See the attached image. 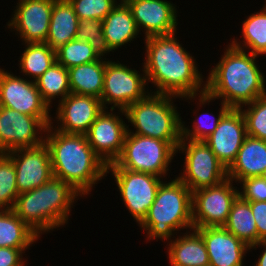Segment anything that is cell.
Instances as JSON below:
<instances>
[{
  "instance_id": "obj_1",
  "label": "cell",
  "mask_w": 266,
  "mask_h": 266,
  "mask_svg": "<svg viewBox=\"0 0 266 266\" xmlns=\"http://www.w3.org/2000/svg\"><path fill=\"white\" fill-rule=\"evenodd\" d=\"M177 41L175 33L145 37L146 58L142 71L146 81H152L157 87L153 93L195 99L196 95L206 92L203 85L206 81L202 80L194 56Z\"/></svg>"
},
{
  "instance_id": "obj_2",
  "label": "cell",
  "mask_w": 266,
  "mask_h": 266,
  "mask_svg": "<svg viewBox=\"0 0 266 266\" xmlns=\"http://www.w3.org/2000/svg\"><path fill=\"white\" fill-rule=\"evenodd\" d=\"M246 52L228 44L204 83L206 92L198 96L199 107L222 98L230 108L239 109L266 94V79L255 60L258 55Z\"/></svg>"
},
{
  "instance_id": "obj_3",
  "label": "cell",
  "mask_w": 266,
  "mask_h": 266,
  "mask_svg": "<svg viewBox=\"0 0 266 266\" xmlns=\"http://www.w3.org/2000/svg\"><path fill=\"white\" fill-rule=\"evenodd\" d=\"M46 132L44 142L54 178L70 184L81 195L89 194L93 185L107 176V165L95 154L85 135L63 133L51 124Z\"/></svg>"
},
{
  "instance_id": "obj_4",
  "label": "cell",
  "mask_w": 266,
  "mask_h": 266,
  "mask_svg": "<svg viewBox=\"0 0 266 266\" xmlns=\"http://www.w3.org/2000/svg\"><path fill=\"white\" fill-rule=\"evenodd\" d=\"M78 196L82 197L70 184L53 177L38 188L20 193L12 211L41 236L67 223Z\"/></svg>"
},
{
  "instance_id": "obj_5",
  "label": "cell",
  "mask_w": 266,
  "mask_h": 266,
  "mask_svg": "<svg viewBox=\"0 0 266 266\" xmlns=\"http://www.w3.org/2000/svg\"><path fill=\"white\" fill-rule=\"evenodd\" d=\"M147 239L169 241L176 231L193 229L192 192L177 177L162 182L146 217L139 224ZM175 231V232H174Z\"/></svg>"
},
{
  "instance_id": "obj_6",
  "label": "cell",
  "mask_w": 266,
  "mask_h": 266,
  "mask_svg": "<svg viewBox=\"0 0 266 266\" xmlns=\"http://www.w3.org/2000/svg\"><path fill=\"white\" fill-rule=\"evenodd\" d=\"M171 95L150 92L143 99L131 104L120 113L136 129L135 133L167 142L182 140V120L173 105Z\"/></svg>"
},
{
  "instance_id": "obj_7",
  "label": "cell",
  "mask_w": 266,
  "mask_h": 266,
  "mask_svg": "<svg viewBox=\"0 0 266 266\" xmlns=\"http://www.w3.org/2000/svg\"><path fill=\"white\" fill-rule=\"evenodd\" d=\"M179 143L127 131L121 155L114 163L108 165L107 169H127L165 177Z\"/></svg>"
},
{
  "instance_id": "obj_8",
  "label": "cell",
  "mask_w": 266,
  "mask_h": 266,
  "mask_svg": "<svg viewBox=\"0 0 266 266\" xmlns=\"http://www.w3.org/2000/svg\"><path fill=\"white\" fill-rule=\"evenodd\" d=\"M178 150L185 152V166L183 173L177 178L191 192L215 186L227 178V168L204 141L182 139L177 146V152Z\"/></svg>"
},
{
  "instance_id": "obj_9",
  "label": "cell",
  "mask_w": 266,
  "mask_h": 266,
  "mask_svg": "<svg viewBox=\"0 0 266 266\" xmlns=\"http://www.w3.org/2000/svg\"><path fill=\"white\" fill-rule=\"evenodd\" d=\"M232 183V179L226 178L215 186L192 192L193 229L223 226L227 222L232 203L239 196Z\"/></svg>"
},
{
  "instance_id": "obj_10",
  "label": "cell",
  "mask_w": 266,
  "mask_h": 266,
  "mask_svg": "<svg viewBox=\"0 0 266 266\" xmlns=\"http://www.w3.org/2000/svg\"><path fill=\"white\" fill-rule=\"evenodd\" d=\"M144 75L145 73L139 74L137 70H132L124 64L107 61L100 99L103 107L107 108L106 104H113L110 108L125 110L131 104L143 99L149 93L145 90L148 82Z\"/></svg>"
},
{
  "instance_id": "obj_11",
  "label": "cell",
  "mask_w": 266,
  "mask_h": 266,
  "mask_svg": "<svg viewBox=\"0 0 266 266\" xmlns=\"http://www.w3.org/2000/svg\"><path fill=\"white\" fill-rule=\"evenodd\" d=\"M109 171L114 176L121 199L139 225L153 204L163 177L127 169H107L106 173Z\"/></svg>"
},
{
  "instance_id": "obj_12",
  "label": "cell",
  "mask_w": 266,
  "mask_h": 266,
  "mask_svg": "<svg viewBox=\"0 0 266 266\" xmlns=\"http://www.w3.org/2000/svg\"><path fill=\"white\" fill-rule=\"evenodd\" d=\"M0 106L36 116L47 126L53 124L50 107L42 99L35 81L26 80L0 68Z\"/></svg>"
},
{
  "instance_id": "obj_13",
  "label": "cell",
  "mask_w": 266,
  "mask_h": 266,
  "mask_svg": "<svg viewBox=\"0 0 266 266\" xmlns=\"http://www.w3.org/2000/svg\"><path fill=\"white\" fill-rule=\"evenodd\" d=\"M47 127L36 116L0 106V153L40 145L45 141V134H42Z\"/></svg>"
},
{
  "instance_id": "obj_14",
  "label": "cell",
  "mask_w": 266,
  "mask_h": 266,
  "mask_svg": "<svg viewBox=\"0 0 266 266\" xmlns=\"http://www.w3.org/2000/svg\"><path fill=\"white\" fill-rule=\"evenodd\" d=\"M6 154L12 159L16 169L19 194L38 188L54 177L50 152L45 142L35 147L15 149Z\"/></svg>"
},
{
  "instance_id": "obj_15",
  "label": "cell",
  "mask_w": 266,
  "mask_h": 266,
  "mask_svg": "<svg viewBox=\"0 0 266 266\" xmlns=\"http://www.w3.org/2000/svg\"><path fill=\"white\" fill-rule=\"evenodd\" d=\"M106 108L98 115L85 134L95 154L108 166L122 153L127 124L116 113ZM107 111V112H106Z\"/></svg>"
},
{
  "instance_id": "obj_16",
  "label": "cell",
  "mask_w": 266,
  "mask_h": 266,
  "mask_svg": "<svg viewBox=\"0 0 266 266\" xmlns=\"http://www.w3.org/2000/svg\"><path fill=\"white\" fill-rule=\"evenodd\" d=\"M18 1L8 28L15 29L25 43H45L55 0Z\"/></svg>"
},
{
  "instance_id": "obj_17",
  "label": "cell",
  "mask_w": 266,
  "mask_h": 266,
  "mask_svg": "<svg viewBox=\"0 0 266 266\" xmlns=\"http://www.w3.org/2000/svg\"><path fill=\"white\" fill-rule=\"evenodd\" d=\"M103 110L104 107L99 98L70 93L65 99L59 101L55 118L60 125L55 129L68 134L85 135Z\"/></svg>"
},
{
  "instance_id": "obj_18",
  "label": "cell",
  "mask_w": 266,
  "mask_h": 266,
  "mask_svg": "<svg viewBox=\"0 0 266 266\" xmlns=\"http://www.w3.org/2000/svg\"><path fill=\"white\" fill-rule=\"evenodd\" d=\"M246 136V124L241 110L231 108L204 142L228 169L236 160Z\"/></svg>"
},
{
  "instance_id": "obj_19",
  "label": "cell",
  "mask_w": 266,
  "mask_h": 266,
  "mask_svg": "<svg viewBox=\"0 0 266 266\" xmlns=\"http://www.w3.org/2000/svg\"><path fill=\"white\" fill-rule=\"evenodd\" d=\"M124 1L131 9L139 31L144 29L146 37L176 33L177 11L172 2L166 0Z\"/></svg>"
},
{
  "instance_id": "obj_20",
  "label": "cell",
  "mask_w": 266,
  "mask_h": 266,
  "mask_svg": "<svg viewBox=\"0 0 266 266\" xmlns=\"http://www.w3.org/2000/svg\"><path fill=\"white\" fill-rule=\"evenodd\" d=\"M201 235L210 266H243L249 247L223 226L195 228Z\"/></svg>"
},
{
  "instance_id": "obj_21",
  "label": "cell",
  "mask_w": 266,
  "mask_h": 266,
  "mask_svg": "<svg viewBox=\"0 0 266 266\" xmlns=\"http://www.w3.org/2000/svg\"><path fill=\"white\" fill-rule=\"evenodd\" d=\"M266 172V141L246 136L236 160L227 169V178L239 182Z\"/></svg>"
},
{
  "instance_id": "obj_22",
  "label": "cell",
  "mask_w": 266,
  "mask_h": 266,
  "mask_svg": "<svg viewBox=\"0 0 266 266\" xmlns=\"http://www.w3.org/2000/svg\"><path fill=\"white\" fill-rule=\"evenodd\" d=\"M119 2L102 20L104 36L112 52L131 42L140 32L129 6L124 0Z\"/></svg>"
},
{
  "instance_id": "obj_23",
  "label": "cell",
  "mask_w": 266,
  "mask_h": 266,
  "mask_svg": "<svg viewBox=\"0 0 266 266\" xmlns=\"http://www.w3.org/2000/svg\"><path fill=\"white\" fill-rule=\"evenodd\" d=\"M79 18L68 0H55L46 42L53 50L76 39Z\"/></svg>"
},
{
  "instance_id": "obj_24",
  "label": "cell",
  "mask_w": 266,
  "mask_h": 266,
  "mask_svg": "<svg viewBox=\"0 0 266 266\" xmlns=\"http://www.w3.org/2000/svg\"><path fill=\"white\" fill-rule=\"evenodd\" d=\"M184 235L171 239L168 256L171 266H205L209 265V257L201 235L192 229Z\"/></svg>"
},
{
  "instance_id": "obj_25",
  "label": "cell",
  "mask_w": 266,
  "mask_h": 266,
  "mask_svg": "<svg viewBox=\"0 0 266 266\" xmlns=\"http://www.w3.org/2000/svg\"><path fill=\"white\" fill-rule=\"evenodd\" d=\"M99 60L73 66L68 69L71 93L89 95L101 99L104 87L106 61Z\"/></svg>"
},
{
  "instance_id": "obj_26",
  "label": "cell",
  "mask_w": 266,
  "mask_h": 266,
  "mask_svg": "<svg viewBox=\"0 0 266 266\" xmlns=\"http://www.w3.org/2000/svg\"><path fill=\"white\" fill-rule=\"evenodd\" d=\"M39 237L12 209H0V247L29 248Z\"/></svg>"
},
{
  "instance_id": "obj_27",
  "label": "cell",
  "mask_w": 266,
  "mask_h": 266,
  "mask_svg": "<svg viewBox=\"0 0 266 266\" xmlns=\"http://www.w3.org/2000/svg\"><path fill=\"white\" fill-rule=\"evenodd\" d=\"M223 227L249 248L257 244V227L250 203L239 196L232 203L227 222Z\"/></svg>"
},
{
  "instance_id": "obj_28",
  "label": "cell",
  "mask_w": 266,
  "mask_h": 266,
  "mask_svg": "<svg viewBox=\"0 0 266 266\" xmlns=\"http://www.w3.org/2000/svg\"><path fill=\"white\" fill-rule=\"evenodd\" d=\"M266 2V1H265ZM263 9V10H262ZM260 12L251 14L243 22L242 36L244 45L237 42L236 39L232 41V46L244 50L250 49V53L255 55H266V4Z\"/></svg>"
},
{
  "instance_id": "obj_29",
  "label": "cell",
  "mask_w": 266,
  "mask_h": 266,
  "mask_svg": "<svg viewBox=\"0 0 266 266\" xmlns=\"http://www.w3.org/2000/svg\"><path fill=\"white\" fill-rule=\"evenodd\" d=\"M42 99L50 107L52 99L60 96L59 101L65 99L70 93L69 72L57 61L54 62L36 81Z\"/></svg>"
},
{
  "instance_id": "obj_30",
  "label": "cell",
  "mask_w": 266,
  "mask_h": 266,
  "mask_svg": "<svg viewBox=\"0 0 266 266\" xmlns=\"http://www.w3.org/2000/svg\"><path fill=\"white\" fill-rule=\"evenodd\" d=\"M24 44L26 48L20 57L19 68L23 76H32V78H35L33 81H36L54 62H56V51L47 43Z\"/></svg>"
},
{
  "instance_id": "obj_31",
  "label": "cell",
  "mask_w": 266,
  "mask_h": 266,
  "mask_svg": "<svg viewBox=\"0 0 266 266\" xmlns=\"http://www.w3.org/2000/svg\"><path fill=\"white\" fill-rule=\"evenodd\" d=\"M87 41L73 39L56 50V61L66 69L99 60Z\"/></svg>"
},
{
  "instance_id": "obj_32",
  "label": "cell",
  "mask_w": 266,
  "mask_h": 266,
  "mask_svg": "<svg viewBox=\"0 0 266 266\" xmlns=\"http://www.w3.org/2000/svg\"><path fill=\"white\" fill-rule=\"evenodd\" d=\"M18 195L13 161L6 153H0V209H12Z\"/></svg>"
},
{
  "instance_id": "obj_33",
  "label": "cell",
  "mask_w": 266,
  "mask_h": 266,
  "mask_svg": "<svg viewBox=\"0 0 266 266\" xmlns=\"http://www.w3.org/2000/svg\"><path fill=\"white\" fill-rule=\"evenodd\" d=\"M245 106L248 108L239 109L245 120L247 135L266 141V94Z\"/></svg>"
},
{
  "instance_id": "obj_34",
  "label": "cell",
  "mask_w": 266,
  "mask_h": 266,
  "mask_svg": "<svg viewBox=\"0 0 266 266\" xmlns=\"http://www.w3.org/2000/svg\"><path fill=\"white\" fill-rule=\"evenodd\" d=\"M76 39L87 41L100 58L111 51L104 36L102 20L79 19Z\"/></svg>"
},
{
  "instance_id": "obj_35",
  "label": "cell",
  "mask_w": 266,
  "mask_h": 266,
  "mask_svg": "<svg viewBox=\"0 0 266 266\" xmlns=\"http://www.w3.org/2000/svg\"><path fill=\"white\" fill-rule=\"evenodd\" d=\"M79 19L103 20L118 4L116 0H68Z\"/></svg>"
},
{
  "instance_id": "obj_36",
  "label": "cell",
  "mask_w": 266,
  "mask_h": 266,
  "mask_svg": "<svg viewBox=\"0 0 266 266\" xmlns=\"http://www.w3.org/2000/svg\"><path fill=\"white\" fill-rule=\"evenodd\" d=\"M220 111H219V115L217 116L218 118H213V122L211 123V126H208V128H206L207 126H205L203 123L201 124V118L205 117V114H202V116L200 115L201 118H198L197 121H195L193 123V127L191 129H188V127H185V125L182 121V139H187V140H192V141H204L205 139H207L213 132L214 130L217 128L218 123L221 121L222 117L231 109L228 105L224 104L223 102H221V106H220ZM207 115V114H206ZM212 121V120H211ZM209 124V123H208ZM205 126V127H204Z\"/></svg>"
},
{
  "instance_id": "obj_37",
  "label": "cell",
  "mask_w": 266,
  "mask_h": 266,
  "mask_svg": "<svg viewBox=\"0 0 266 266\" xmlns=\"http://www.w3.org/2000/svg\"><path fill=\"white\" fill-rule=\"evenodd\" d=\"M242 192L238 195L244 201H266V178L264 176L249 177L239 181Z\"/></svg>"
},
{
  "instance_id": "obj_38",
  "label": "cell",
  "mask_w": 266,
  "mask_h": 266,
  "mask_svg": "<svg viewBox=\"0 0 266 266\" xmlns=\"http://www.w3.org/2000/svg\"><path fill=\"white\" fill-rule=\"evenodd\" d=\"M256 222L257 227V243L266 238V201H247Z\"/></svg>"
},
{
  "instance_id": "obj_39",
  "label": "cell",
  "mask_w": 266,
  "mask_h": 266,
  "mask_svg": "<svg viewBox=\"0 0 266 266\" xmlns=\"http://www.w3.org/2000/svg\"><path fill=\"white\" fill-rule=\"evenodd\" d=\"M27 249L0 247V266H24L22 254Z\"/></svg>"
},
{
  "instance_id": "obj_40",
  "label": "cell",
  "mask_w": 266,
  "mask_h": 266,
  "mask_svg": "<svg viewBox=\"0 0 266 266\" xmlns=\"http://www.w3.org/2000/svg\"><path fill=\"white\" fill-rule=\"evenodd\" d=\"M261 245L263 246L264 251H262V254L258 258V261L256 262L257 264L254 266H266V238L261 239L256 245H253L252 247H250L249 250L254 249V248L256 249V246L258 248Z\"/></svg>"
}]
</instances>
